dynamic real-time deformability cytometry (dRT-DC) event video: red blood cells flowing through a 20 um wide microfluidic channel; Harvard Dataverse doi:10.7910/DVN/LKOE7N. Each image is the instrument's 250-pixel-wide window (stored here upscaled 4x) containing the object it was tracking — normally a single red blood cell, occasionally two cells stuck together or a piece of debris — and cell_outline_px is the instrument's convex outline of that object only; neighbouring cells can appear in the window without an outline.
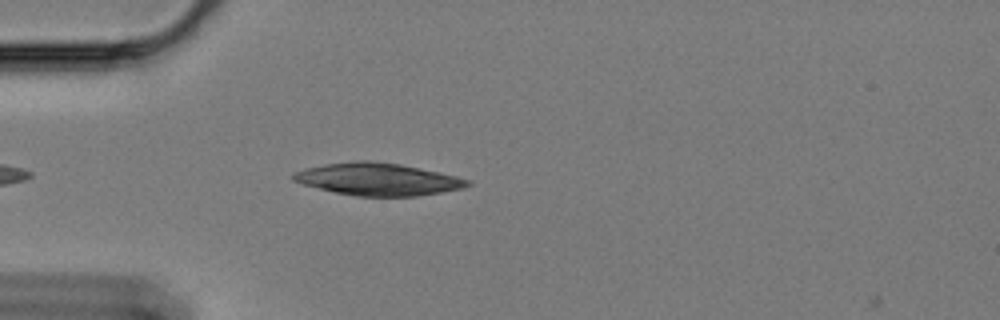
{"species": "Egyptian fruit bat (a non-hibernating species)", "species_latin": "Rousettus aegyptiacus", "temperature_condition": "cold", "stored_images_in_passage": 6, "camera_frame_rate_fps": 3000, "um_per_image_px": 0.085, "animal": {"sex": "female"}, "frame": {"image": 1, "passage_image": 5, "time_ms": 1.333, "image_size_px": [1000, 320], "cell_outline_px": [[472, 184], [460, 188], [440, 192], [416, 196], [356, 196], [336, 192], [304, 184], [292, 180], [288, 176], [304, 168], [324, 164], [356, 160], [368, 160], [400, 164], [456, 176], [472, 180]], "centroid_in_image_um": [32.09, 15.22], "position_along_channel_um": 52.9, "area_um2": 32.6}}